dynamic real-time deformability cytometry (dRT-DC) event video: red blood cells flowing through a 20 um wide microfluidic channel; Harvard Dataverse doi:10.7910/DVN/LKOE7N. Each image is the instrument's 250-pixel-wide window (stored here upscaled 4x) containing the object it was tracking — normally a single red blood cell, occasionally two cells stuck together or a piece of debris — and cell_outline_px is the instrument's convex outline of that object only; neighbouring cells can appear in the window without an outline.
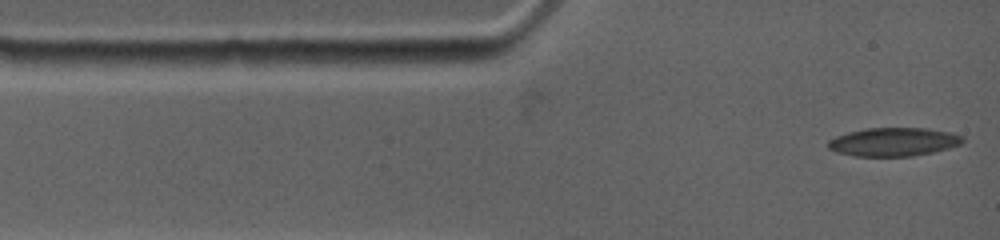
{"species": "common noctule bat (a hibernating species)", "species_latin": "Nyctalus noctula", "temperature_condition": "warm", "stored_images_in_passage": 48, "camera_frame_rate_fps": 4500, "um_per_image_px": 0.085, "animal": {"sex": "female", "body_mass_g": 19.0, "forearm_length_mm": 53.3}, "frame": {"image": 1, "passage_image": 1, "time_ms": 0.0, "image_size_px": [1000, 240], "cell_outline_px": [[964, 140], [960, 144], [948, 148], [932, 152], [912, 156], [852, 156], [836, 152], [828, 148], [828, 140], [836, 136], [848, 132], [868, 128], [928, 128], [952, 132], [964, 136]], "centroid_in_image_um": [75.96, 12.06], "position_along_channel_um": 9.0, "area_um2": 22.43}}
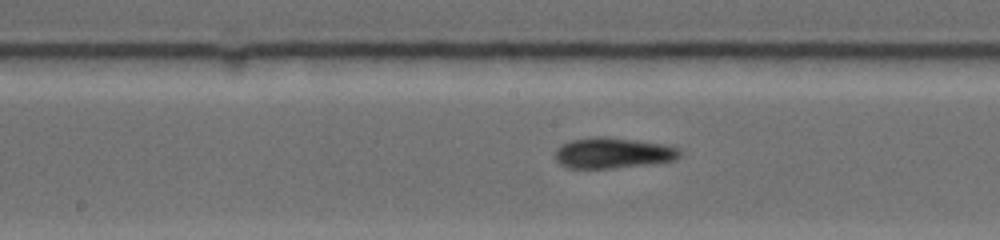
{"frame": {"image": 2, "passage_image": 20, "time_ms": 6.0, "image_size_px": [1000, 240], "cell_outline_px": [[684, 152], [676, 160], [656, 164], [612, 168], [568, 168], [560, 164], [556, 160], [556, 148], [560, 144], [572, 140], [588, 136], [608, 136], [664, 144], [680, 148]], "centroid_in_image_um": [52.14, 12.99], "position_along_channel_um": 196.1, "area_um2": 22.89}}
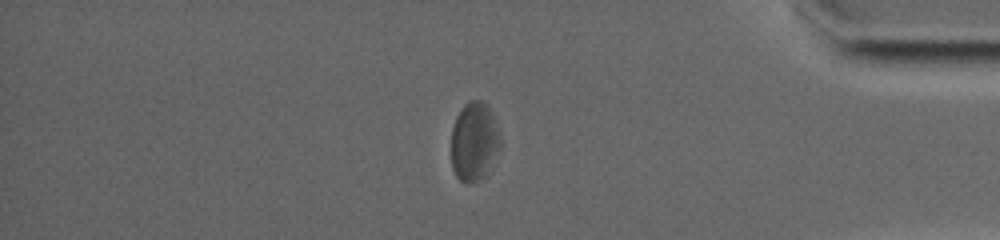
{"frame": {"image": 3, "passage_image": 40, "time_ms": 12.222, "image_size_px": [1000, 240], "cell_outline_px": [[500, 144], [484, 176], [480, 180], [468, 184], [460, 180], [456, 176], [452, 168], [452, 128], [456, 116], [464, 104], [472, 100], [480, 100], [488, 104], [500, 132]], "centroid_in_image_um": [40.29, 12.0], "position_along_channel_um": 394.9, "area_um2": 22.37}, "authors_computed_cell_mechanics": {"area_um2": 22.3686, "velocity_mm_per_s": 3.7137, "shape_relaxation_time_tau1_ms": null, "shape_relaxation_time_tau2_ms": 2.9741, "deformation_change_tau1": null, "deformation_change_tau2": 0.0964}}